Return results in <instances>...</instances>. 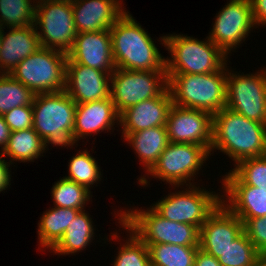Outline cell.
<instances>
[{
	"label": "cell",
	"mask_w": 266,
	"mask_h": 266,
	"mask_svg": "<svg viewBox=\"0 0 266 266\" xmlns=\"http://www.w3.org/2000/svg\"><path fill=\"white\" fill-rule=\"evenodd\" d=\"M230 169L245 185L266 190V155L240 161Z\"/></svg>",
	"instance_id": "836d02e7"
},
{
	"label": "cell",
	"mask_w": 266,
	"mask_h": 266,
	"mask_svg": "<svg viewBox=\"0 0 266 266\" xmlns=\"http://www.w3.org/2000/svg\"><path fill=\"white\" fill-rule=\"evenodd\" d=\"M171 143L197 144L209 151L213 139V115L196 109L172 105L166 123Z\"/></svg>",
	"instance_id": "5bb4252c"
},
{
	"label": "cell",
	"mask_w": 266,
	"mask_h": 266,
	"mask_svg": "<svg viewBox=\"0 0 266 266\" xmlns=\"http://www.w3.org/2000/svg\"><path fill=\"white\" fill-rule=\"evenodd\" d=\"M71 3L77 33L109 30L127 11L121 0H71Z\"/></svg>",
	"instance_id": "44dd1931"
},
{
	"label": "cell",
	"mask_w": 266,
	"mask_h": 266,
	"mask_svg": "<svg viewBox=\"0 0 266 266\" xmlns=\"http://www.w3.org/2000/svg\"><path fill=\"white\" fill-rule=\"evenodd\" d=\"M251 266H266V255H263Z\"/></svg>",
	"instance_id": "60d3db41"
},
{
	"label": "cell",
	"mask_w": 266,
	"mask_h": 266,
	"mask_svg": "<svg viewBox=\"0 0 266 266\" xmlns=\"http://www.w3.org/2000/svg\"><path fill=\"white\" fill-rule=\"evenodd\" d=\"M119 116L111 97L77 104L72 145L76 144L77 147L81 139L91 137L92 134L96 136L102 131L115 130L114 125H119Z\"/></svg>",
	"instance_id": "ac0fdd59"
},
{
	"label": "cell",
	"mask_w": 266,
	"mask_h": 266,
	"mask_svg": "<svg viewBox=\"0 0 266 266\" xmlns=\"http://www.w3.org/2000/svg\"><path fill=\"white\" fill-rule=\"evenodd\" d=\"M217 150L234 161V166L244 159L266 155V124L223 108L213 115L210 152Z\"/></svg>",
	"instance_id": "6da1fadb"
},
{
	"label": "cell",
	"mask_w": 266,
	"mask_h": 266,
	"mask_svg": "<svg viewBox=\"0 0 266 266\" xmlns=\"http://www.w3.org/2000/svg\"><path fill=\"white\" fill-rule=\"evenodd\" d=\"M212 25L207 37L228 56L257 28L251 0H230L216 14Z\"/></svg>",
	"instance_id": "4fadbf2b"
},
{
	"label": "cell",
	"mask_w": 266,
	"mask_h": 266,
	"mask_svg": "<svg viewBox=\"0 0 266 266\" xmlns=\"http://www.w3.org/2000/svg\"><path fill=\"white\" fill-rule=\"evenodd\" d=\"M116 68L138 71H166L162 56L148 31L126 11L109 29Z\"/></svg>",
	"instance_id": "7a4b0ae2"
},
{
	"label": "cell",
	"mask_w": 266,
	"mask_h": 266,
	"mask_svg": "<svg viewBox=\"0 0 266 266\" xmlns=\"http://www.w3.org/2000/svg\"><path fill=\"white\" fill-rule=\"evenodd\" d=\"M167 87L166 71L116 68L111 74L110 97L120 114L132 105L159 96Z\"/></svg>",
	"instance_id": "7c38bea8"
},
{
	"label": "cell",
	"mask_w": 266,
	"mask_h": 266,
	"mask_svg": "<svg viewBox=\"0 0 266 266\" xmlns=\"http://www.w3.org/2000/svg\"><path fill=\"white\" fill-rule=\"evenodd\" d=\"M100 166L88 149L78 150L68 163V176L64 178L76 182L91 191L102 179Z\"/></svg>",
	"instance_id": "f1b7e54d"
},
{
	"label": "cell",
	"mask_w": 266,
	"mask_h": 266,
	"mask_svg": "<svg viewBox=\"0 0 266 266\" xmlns=\"http://www.w3.org/2000/svg\"><path fill=\"white\" fill-rule=\"evenodd\" d=\"M48 149V145L39 134L33 128H27L11 132L2 155L5 158L9 157V162L14 165L16 161L34 162Z\"/></svg>",
	"instance_id": "484cf974"
},
{
	"label": "cell",
	"mask_w": 266,
	"mask_h": 266,
	"mask_svg": "<svg viewBox=\"0 0 266 266\" xmlns=\"http://www.w3.org/2000/svg\"><path fill=\"white\" fill-rule=\"evenodd\" d=\"M222 180V182H221ZM220 183L221 202L235 214L243 224L251 218L266 216V190L245 185L231 170L222 176ZM226 196V197H225ZM226 199V200H225Z\"/></svg>",
	"instance_id": "9a60e30c"
},
{
	"label": "cell",
	"mask_w": 266,
	"mask_h": 266,
	"mask_svg": "<svg viewBox=\"0 0 266 266\" xmlns=\"http://www.w3.org/2000/svg\"><path fill=\"white\" fill-rule=\"evenodd\" d=\"M226 64L221 70L205 74H167L174 105L215 115L226 107Z\"/></svg>",
	"instance_id": "277c9868"
},
{
	"label": "cell",
	"mask_w": 266,
	"mask_h": 266,
	"mask_svg": "<svg viewBox=\"0 0 266 266\" xmlns=\"http://www.w3.org/2000/svg\"><path fill=\"white\" fill-rule=\"evenodd\" d=\"M2 116L11 132L32 128L33 126L32 105L15 107Z\"/></svg>",
	"instance_id": "d590c367"
},
{
	"label": "cell",
	"mask_w": 266,
	"mask_h": 266,
	"mask_svg": "<svg viewBox=\"0 0 266 266\" xmlns=\"http://www.w3.org/2000/svg\"><path fill=\"white\" fill-rule=\"evenodd\" d=\"M36 1L0 0V28H18L34 25Z\"/></svg>",
	"instance_id": "4dcf8cb0"
},
{
	"label": "cell",
	"mask_w": 266,
	"mask_h": 266,
	"mask_svg": "<svg viewBox=\"0 0 266 266\" xmlns=\"http://www.w3.org/2000/svg\"><path fill=\"white\" fill-rule=\"evenodd\" d=\"M67 57L72 62L111 74L116 69L109 30L77 33Z\"/></svg>",
	"instance_id": "d6986e66"
},
{
	"label": "cell",
	"mask_w": 266,
	"mask_h": 266,
	"mask_svg": "<svg viewBox=\"0 0 266 266\" xmlns=\"http://www.w3.org/2000/svg\"><path fill=\"white\" fill-rule=\"evenodd\" d=\"M81 210L73 208L56 207L44 211L38 222L37 235L40 247L50 250L63 237L69 224Z\"/></svg>",
	"instance_id": "cb8c5ba5"
},
{
	"label": "cell",
	"mask_w": 266,
	"mask_h": 266,
	"mask_svg": "<svg viewBox=\"0 0 266 266\" xmlns=\"http://www.w3.org/2000/svg\"><path fill=\"white\" fill-rule=\"evenodd\" d=\"M211 154L213 153L201 145L169 142L153 167L137 178L138 183L143 188L147 187L151 177L160 179L159 181L166 182L169 186L194 185L196 182L193 179Z\"/></svg>",
	"instance_id": "52a82bcc"
},
{
	"label": "cell",
	"mask_w": 266,
	"mask_h": 266,
	"mask_svg": "<svg viewBox=\"0 0 266 266\" xmlns=\"http://www.w3.org/2000/svg\"><path fill=\"white\" fill-rule=\"evenodd\" d=\"M197 185H186V188L173 186L174 190L179 187L183 190L168 193L151 207L164 219L191 224L200 230L207 217L221 203L222 196L220 192L208 191Z\"/></svg>",
	"instance_id": "9c48e42d"
},
{
	"label": "cell",
	"mask_w": 266,
	"mask_h": 266,
	"mask_svg": "<svg viewBox=\"0 0 266 266\" xmlns=\"http://www.w3.org/2000/svg\"><path fill=\"white\" fill-rule=\"evenodd\" d=\"M53 205L56 207L85 210L86 203L92 202L91 191L74 181L62 177L51 189ZM91 198V199H90Z\"/></svg>",
	"instance_id": "f546056e"
},
{
	"label": "cell",
	"mask_w": 266,
	"mask_h": 266,
	"mask_svg": "<svg viewBox=\"0 0 266 266\" xmlns=\"http://www.w3.org/2000/svg\"><path fill=\"white\" fill-rule=\"evenodd\" d=\"M160 39V40H159ZM158 42L168 50L166 74H205L221 70L229 59L208 37L199 40L183 34L160 36Z\"/></svg>",
	"instance_id": "3957f363"
},
{
	"label": "cell",
	"mask_w": 266,
	"mask_h": 266,
	"mask_svg": "<svg viewBox=\"0 0 266 266\" xmlns=\"http://www.w3.org/2000/svg\"><path fill=\"white\" fill-rule=\"evenodd\" d=\"M7 29L9 31L4 32L2 28L0 73L9 74L24 58L42 46L35 25Z\"/></svg>",
	"instance_id": "7402d4cb"
},
{
	"label": "cell",
	"mask_w": 266,
	"mask_h": 266,
	"mask_svg": "<svg viewBox=\"0 0 266 266\" xmlns=\"http://www.w3.org/2000/svg\"><path fill=\"white\" fill-rule=\"evenodd\" d=\"M11 134L10 128L7 126L2 115H0V153L6 148L9 136Z\"/></svg>",
	"instance_id": "ab89813d"
},
{
	"label": "cell",
	"mask_w": 266,
	"mask_h": 266,
	"mask_svg": "<svg viewBox=\"0 0 266 266\" xmlns=\"http://www.w3.org/2000/svg\"><path fill=\"white\" fill-rule=\"evenodd\" d=\"M254 22L258 26H266V0H251Z\"/></svg>",
	"instance_id": "8d00e7d4"
},
{
	"label": "cell",
	"mask_w": 266,
	"mask_h": 266,
	"mask_svg": "<svg viewBox=\"0 0 266 266\" xmlns=\"http://www.w3.org/2000/svg\"><path fill=\"white\" fill-rule=\"evenodd\" d=\"M77 103L66 93L35 94L32 128L49 146L70 147L74 131V120Z\"/></svg>",
	"instance_id": "5b68a950"
},
{
	"label": "cell",
	"mask_w": 266,
	"mask_h": 266,
	"mask_svg": "<svg viewBox=\"0 0 266 266\" xmlns=\"http://www.w3.org/2000/svg\"><path fill=\"white\" fill-rule=\"evenodd\" d=\"M263 255L243 231L218 258L221 266H251Z\"/></svg>",
	"instance_id": "d6a6232c"
},
{
	"label": "cell",
	"mask_w": 266,
	"mask_h": 266,
	"mask_svg": "<svg viewBox=\"0 0 266 266\" xmlns=\"http://www.w3.org/2000/svg\"><path fill=\"white\" fill-rule=\"evenodd\" d=\"M35 94L10 74L0 73V115L15 107L32 105Z\"/></svg>",
	"instance_id": "1f68e13d"
},
{
	"label": "cell",
	"mask_w": 266,
	"mask_h": 266,
	"mask_svg": "<svg viewBox=\"0 0 266 266\" xmlns=\"http://www.w3.org/2000/svg\"><path fill=\"white\" fill-rule=\"evenodd\" d=\"M117 214H116V213ZM120 227L128 233L125 243H120L112 266H151L148 247L120 221V211H114ZM122 244V245H121Z\"/></svg>",
	"instance_id": "83f0119b"
},
{
	"label": "cell",
	"mask_w": 266,
	"mask_h": 266,
	"mask_svg": "<svg viewBox=\"0 0 266 266\" xmlns=\"http://www.w3.org/2000/svg\"><path fill=\"white\" fill-rule=\"evenodd\" d=\"M4 158V159H3ZM0 153V193L11 185V163ZM10 167V168H9ZM10 169V170H9Z\"/></svg>",
	"instance_id": "74e56055"
},
{
	"label": "cell",
	"mask_w": 266,
	"mask_h": 266,
	"mask_svg": "<svg viewBox=\"0 0 266 266\" xmlns=\"http://www.w3.org/2000/svg\"><path fill=\"white\" fill-rule=\"evenodd\" d=\"M121 137L131 146L139 158L145 173L158 161L159 156L166 149L169 140L166 126L151 127Z\"/></svg>",
	"instance_id": "603a6c76"
},
{
	"label": "cell",
	"mask_w": 266,
	"mask_h": 266,
	"mask_svg": "<svg viewBox=\"0 0 266 266\" xmlns=\"http://www.w3.org/2000/svg\"><path fill=\"white\" fill-rule=\"evenodd\" d=\"M244 74L227 68L226 107L244 117L266 124V69ZM241 73V74H239Z\"/></svg>",
	"instance_id": "8fae6325"
},
{
	"label": "cell",
	"mask_w": 266,
	"mask_h": 266,
	"mask_svg": "<svg viewBox=\"0 0 266 266\" xmlns=\"http://www.w3.org/2000/svg\"><path fill=\"white\" fill-rule=\"evenodd\" d=\"M243 232V222L222 202L200 228L199 248L216 259Z\"/></svg>",
	"instance_id": "2e32d148"
},
{
	"label": "cell",
	"mask_w": 266,
	"mask_h": 266,
	"mask_svg": "<svg viewBox=\"0 0 266 266\" xmlns=\"http://www.w3.org/2000/svg\"><path fill=\"white\" fill-rule=\"evenodd\" d=\"M72 7L71 0L36 1L34 25L42 47L66 54L72 49L77 35Z\"/></svg>",
	"instance_id": "30bf717a"
},
{
	"label": "cell",
	"mask_w": 266,
	"mask_h": 266,
	"mask_svg": "<svg viewBox=\"0 0 266 266\" xmlns=\"http://www.w3.org/2000/svg\"><path fill=\"white\" fill-rule=\"evenodd\" d=\"M150 253L151 266H194L199 246L175 244H145Z\"/></svg>",
	"instance_id": "4316f807"
},
{
	"label": "cell",
	"mask_w": 266,
	"mask_h": 266,
	"mask_svg": "<svg viewBox=\"0 0 266 266\" xmlns=\"http://www.w3.org/2000/svg\"><path fill=\"white\" fill-rule=\"evenodd\" d=\"M111 73L72 62L66 63V93L77 103L110 97Z\"/></svg>",
	"instance_id": "e0dca14e"
},
{
	"label": "cell",
	"mask_w": 266,
	"mask_h": 266,
	"mask_svg": "<svg viewBox=\"0 0 266 266\" xmlns=\"http://www.w3.org/2000/svg\"><path fill=\"white\" fill-rule=\"evenodd\" d=\"M146 209L120 210V221L145 244L199 246L196 226L164 219L151 206Z\"/></svg>",
	"instance_id": "8992f818"
},
{
	"label": "cell",
	"mask_w": 266,
	"mask_h": 266,
	"mask_svg": "<svg viewBox=\"0 0 266 266\" xmlns=\"http://www.w3.org/2000/svg\"><path fill=\"white\" fill-rule=\"evenodd\" d=\"M173 105L168 87L157 97L143 100L120 113L122 134H131L151 127L166 126Z\"/></svg>",
	"instance_id": "ffe728a7"
},
{
	"label": "cell",
	"mask_w": 266,
	"mask_h": 266,
	"mask_svg": "<svg viewBox=\"0 0 266 266\" xmlns=\"http://www.w3.org/2000/svg\"><path fill=\"white\" fill-rule=\"evenodd\" d=\"M2 29L0 28V46H1Z\"/></svg>",
	"instance_id": "b9f144b4"
},
{
	"label": "cell",
	"mask_w": 266,
	"mask_h": 266,
	"mask_svg": "<svg viewBox=\"0 0 266 266\" xmlns=\"http://www.w3.org/2000/svg\"><path fill=\"white\" fill-rule=\"evenodd\" d=\"M87 210L80 211L65 231L63 237L50 250L56 255H72L83 251L93 242L96 229Z\"/></svg>",
	"instance_id": "d4e9b609"
},
{
	"label": "cell",
	"mask_w": 266,
	"mask_h": 266,
	"mask_svg": "<svg viewBox=\"0 0 266 266\" xmlns=\"http://www.w3.org/2000/svg\"><path fill=\"white\" fill-rule=\"evenodd\" d=\"M243 231L255 248L266 255V216L248 219L243 224Z\"/></svg>",
	"instance_id": "e575fe53"
},
{
	"label": "cell",
	"mask_w": 266,
	"mask_h": 266,
	"mask_svg": "<svg viewBox=\"0 0 266 266\" xmlns=\"http://www.w3.org/2000/svg\"><path fill=\"white\" fill-rule=\"evenodd\" d=\"M194 266H221L218 259L198 248Z\"/></svg>",
	"instance_id": "f35d334b"
},
{
	"label": "cell",
	"mask_w": 266,
	"mask_h": 266,
	"mask_svg": "<svg viewBox=\"0 0 266 266\" xmlns=\"http://www.w3.org/2000/svg\"><path fill=\"white\" fill-rule=\"evenodd\" d=\"M67 59L62 51L41 47L9 74L34 94L64 91Z\"/></svg>",
	"instance_id": "ba28073f"
}]
</instances>
